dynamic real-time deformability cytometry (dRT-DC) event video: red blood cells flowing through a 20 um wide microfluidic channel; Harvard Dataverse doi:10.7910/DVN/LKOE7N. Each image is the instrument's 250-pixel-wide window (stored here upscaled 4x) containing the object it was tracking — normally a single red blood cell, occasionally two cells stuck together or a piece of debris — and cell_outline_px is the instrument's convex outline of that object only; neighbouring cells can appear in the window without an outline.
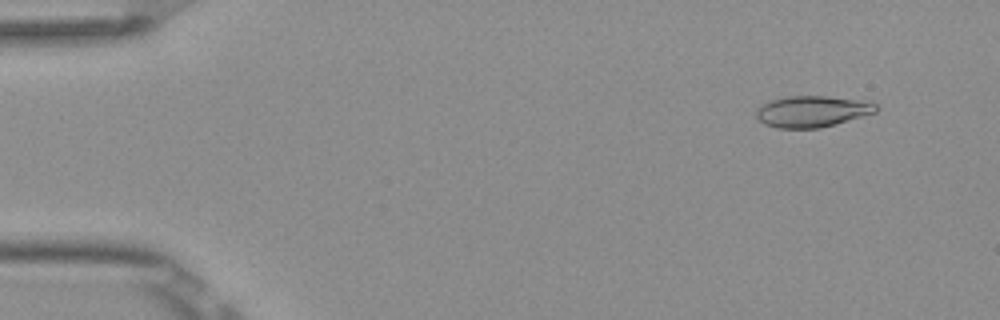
{"species": "Egyptian fruit bat (a non-hibernating species)", "species_latin": "Rousettus aegyptiacus", "temperature_condition": "room temperature", "stored_images_in_passage": 6, "camera_frame_rate_fps": 3000, "um_per_image_px": 0.085, "frame": {"image": 1, "passage_image": 2, "time_ms": 0.333, "image_size_px": [1000, 320], "cell_outline_px": [[880, 108], [876, 112], [836, 124], [820, 128], [780, 128], [764, 124], [756, 116], [756, 108], [760, 104], [772, 100], [788, 96], [824, 96], [856, 100], [876, 104]], "centroid_in_image_um": [69.0, 9.47], "position_along_channel_um": 16.0, "area_um2": 21.68}}
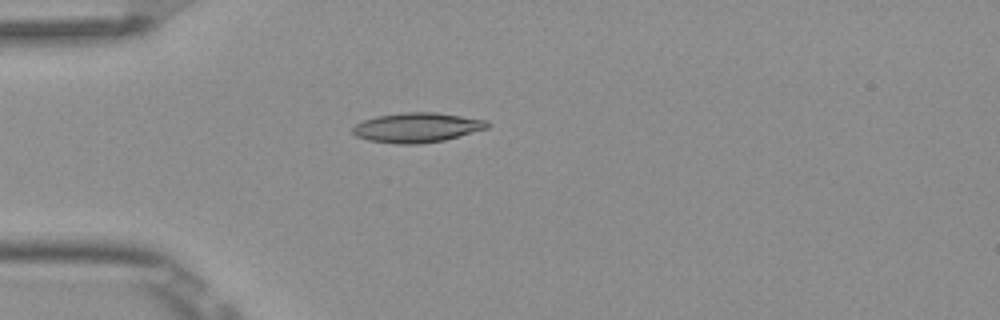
{"frame": {"image": 2, "passage_image": 5, "time_ms": 1.333, "image_size_px": [1000, 320], "cell_outline_px": [[488, 128], [444, 140], [416, 144], [400, 144], [368, 140], [356, 136], [352, 132], [352, 128], [356, 124], [364, 120], [376, 116], [404, 112], [436, 112], [488, 120]], "centroid_in_image_um": [35.44, 10.83], "position_along_channel_um": 49.6, "area_um2": 23.18}}